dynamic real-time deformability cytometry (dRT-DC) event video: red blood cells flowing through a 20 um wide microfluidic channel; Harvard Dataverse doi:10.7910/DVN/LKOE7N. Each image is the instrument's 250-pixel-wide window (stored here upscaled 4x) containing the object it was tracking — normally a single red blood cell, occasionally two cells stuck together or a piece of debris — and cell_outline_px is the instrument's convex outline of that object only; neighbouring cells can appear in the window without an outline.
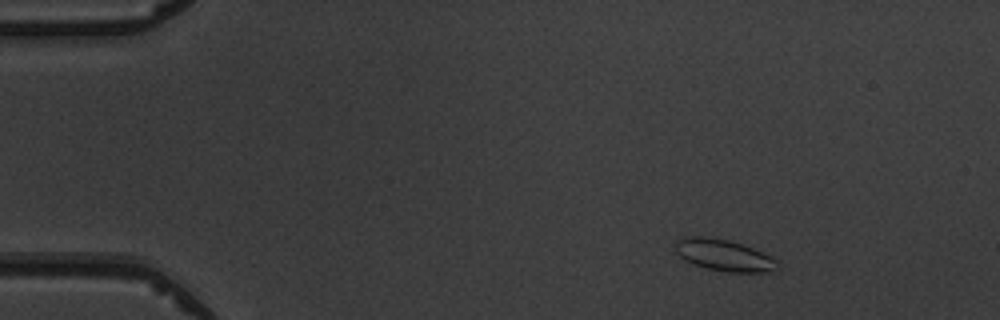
{"species": "common noctule bat (a hibernating species)", "species_latin": "Nyctalus noctula", "temperature_condition": "warm", "stored_images_in_passage": 5, "camera_frame_rate_fps": 3000, "um_per_image_px": 0.085, "animal": {"sex": "male", "body_mass_g": 19.5, "forearm_length_mm": 54.6}, "frame": {"image": 1, "passage_image": 1, "time_ms": 0.0, "image_size_px": [1000, 320], "cell_outline_px": [[780, 264], [772, 272], [728, 272], [708, 268], [684, 260], [672, 248], [676, 240], [684, 236], [712, 236], [728, 240], [752, 248], [776, 260]], "centroid_in_image_um": [61.47, 21.67], "position_along_channel_um": 23.5, "area_um2": 18.79}}
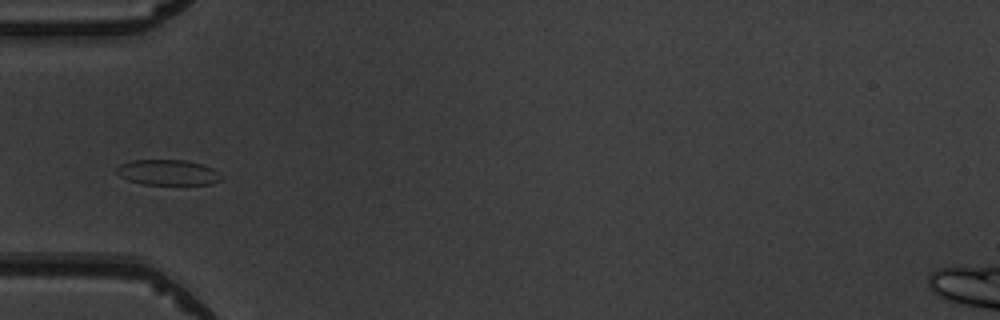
{"frame": {"image": 2, "passage_image": 4, "time_ms": 3.333, "image_size_px": [1000, 320], "cell_outline_px": [[224, 180], [212, 184], [144, 184], [128, 180], [120, 176], [116, 172], [116, 168], [120, 164], [128, 160], [188, 160], [204, 164], [212, 168], [224, 176]], "centroid_in_image_um": [14.31, 14.65], "position_along_channel_um": 70.7, "area_um2": 15.78}}